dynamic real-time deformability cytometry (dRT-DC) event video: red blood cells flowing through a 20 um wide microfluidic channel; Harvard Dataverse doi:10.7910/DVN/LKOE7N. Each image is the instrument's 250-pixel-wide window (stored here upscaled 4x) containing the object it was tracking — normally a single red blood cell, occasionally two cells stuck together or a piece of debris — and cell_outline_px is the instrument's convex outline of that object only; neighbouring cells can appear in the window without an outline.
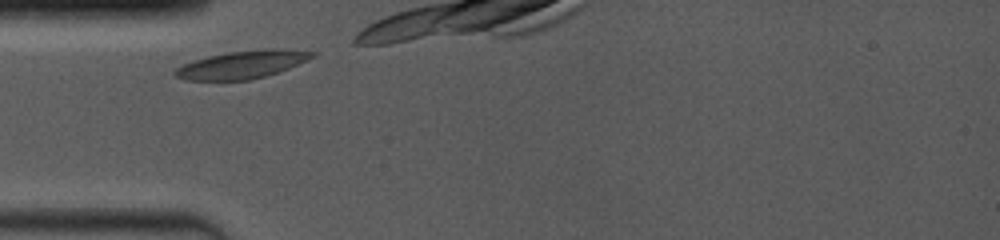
{"species": "common noctule bat (a hibernating species)", "species_latin": "Nyctalus noctula", "temperature_condition": "room temperature", "stored_images_in_passage": 5, "camera_frame_rate_fps": 4000, "um_per_image_px": 0.085, "animal": {"sex": "female", "body_mass_g": 19.0, "forearm_length_mm": 53.3}, "frame": {"image": 1, "passage_image": 1, "time_ms": 0.0, "image_size_px": [1000, 240], "cell_outline_px": [[320, 52], [316, 56], [308, 60], [288, 68], [264, 76], [248, 80], [188, 80], [176, 76], [172, 72], [176, 68], [184, 64], [208, 56], [228, 52], [264, 48], [276, 48]], "centroid_in_image_um": [20.63, 5.47], "position_along_channel_um": 64.4, "area_um2": 22.14}}